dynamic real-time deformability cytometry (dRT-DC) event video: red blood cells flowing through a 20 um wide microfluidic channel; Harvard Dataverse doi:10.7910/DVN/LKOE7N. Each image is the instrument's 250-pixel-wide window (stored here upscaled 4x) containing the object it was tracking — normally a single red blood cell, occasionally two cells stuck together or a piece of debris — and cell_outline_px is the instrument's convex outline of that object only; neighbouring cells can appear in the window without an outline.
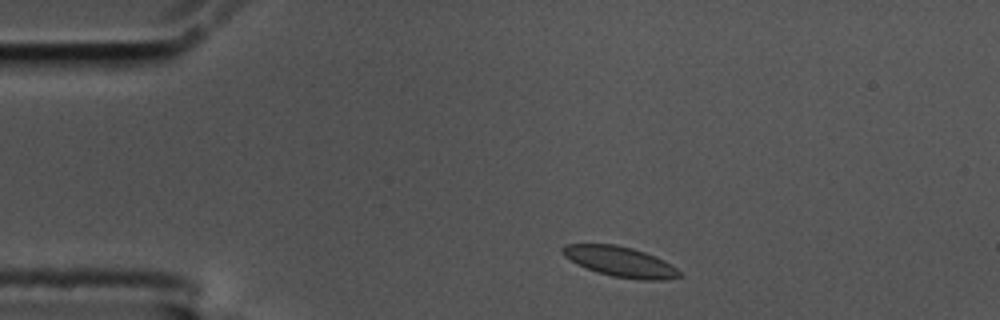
{"species": "common noctule bat (a hibernating species)", "species_latin": "Nyctalus noctula", "temperature_condition": "cold", "stored_images_in_passage": 6, "camera_frame_rate_fps": 3000, "um_per_image_px": 0.085, "animal": {"sex": "male", "body_mass_g": 17.5, "forearm_length_mm": 52.3}, "frame": {"image": 1, "passage_image": 1, "time_ms": 0.0, "image_size_px": [1000, 320], "cell_outline_px": [[680, 276], [664, 280], [640, 280], [612, 276], [596, 272], [576, 264], [564, 256], [560, 248], [564, 244], [616, 244], [632, 248], [644, 252], [676, 268], [680, 272]], "centroid_in_image_um": [52.64, 22.24], "position_along_channel_um": 32.4, "area_um2": 20.35}}
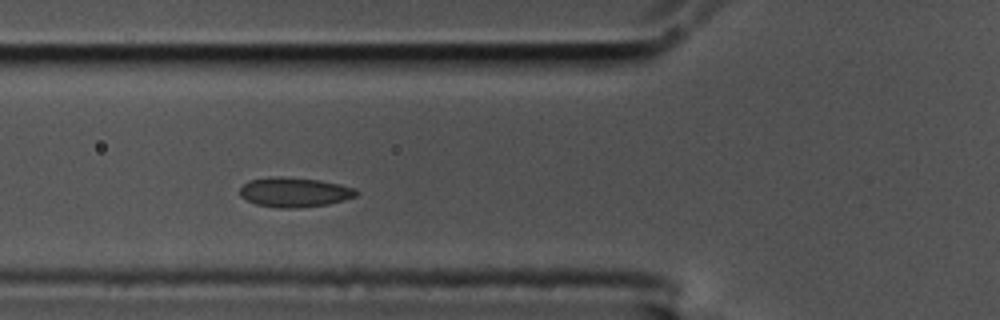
{"frame": {"image": 2, "passage_image": 4, "time_ms": 1.0, "image_size_px": [1000, 320], "cell_outline_px": [[360, 192], [356, 196], [344, 200], [328, 204], [296, 208], [276, 208], [256, 204], [240, 196], [240, 188], [248, 180], [272, 176], [280, 176], [320, 180], [340, 184], [356, 188]], "centroid_in_image_um": [25.04, 16.33], "position_along_channel_um": 100.8, "area_um2": 20.29}}
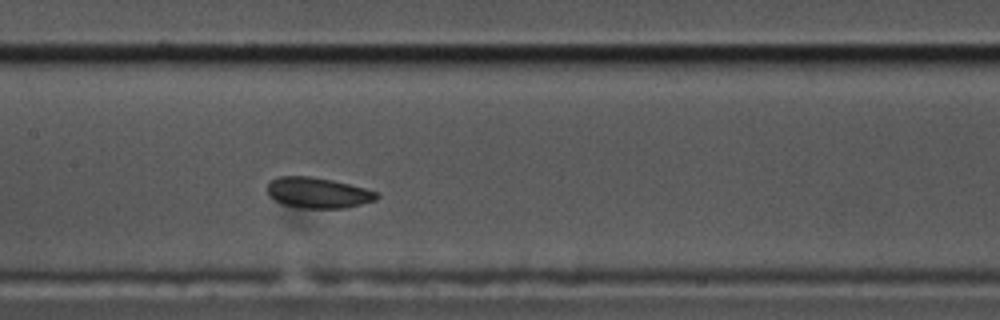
{"frame": {"image": 3, "passage_image": 6, "time_ms": 1.667, "image_size_px": [1000, 320], "cell_outline_px": [[380, 196], [376, 200], [344, 208], [304, 208], [284, 204], [276, 200], [268, 192], [268, 184], [276, 176], [312, 176], [332, 180], [380, 192]], "centroid_in_image_um": [27.07, 16.37], "position_along_channel_um": 180.3, "area_um2": 19.36}}